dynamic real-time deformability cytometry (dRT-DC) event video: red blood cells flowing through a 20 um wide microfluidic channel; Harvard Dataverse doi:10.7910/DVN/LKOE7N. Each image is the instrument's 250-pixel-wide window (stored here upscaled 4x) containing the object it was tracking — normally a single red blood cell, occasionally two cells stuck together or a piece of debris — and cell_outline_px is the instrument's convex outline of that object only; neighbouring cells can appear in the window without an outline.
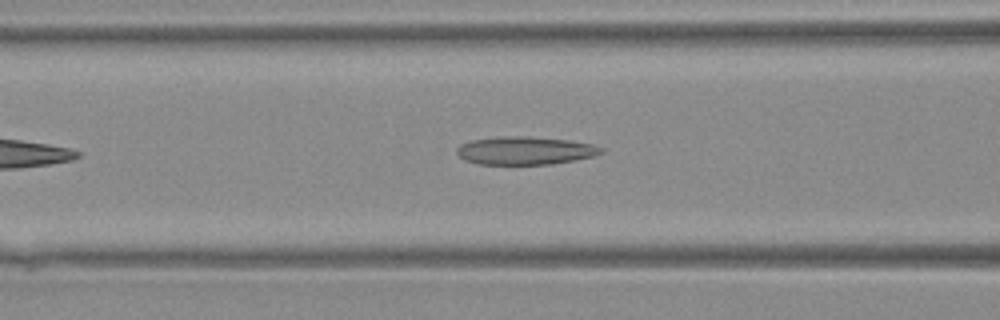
{"species": "Egyptian fruit bat (a non-hibernating species)", "species_latin": "Rousettus aegyptiacus", "temperature_condition": "warm", "stored_images_in_passage": 29, "camera_frame_rate_fps": 3000, "um_per_image_px": 0.085, "animal": {"sex": "female"}, "frame": {"image": 1, "passage_image": 7, "time_ms": 2.0, "image_size_px": [1000, 320], "cell_outline_px": [[604, 152], [592, 156], [552, 164], [480, 164], [464, 160], [456, 152], [456, 148], [460, 144], [472, 140], [500, 136], [524, 136], [568, 140], [592, 144], [604, 148]], "centroid_in_image_um": [44.61, 12.79], "position_along_channel_um": 122.0, "area_um2": 23.47}}
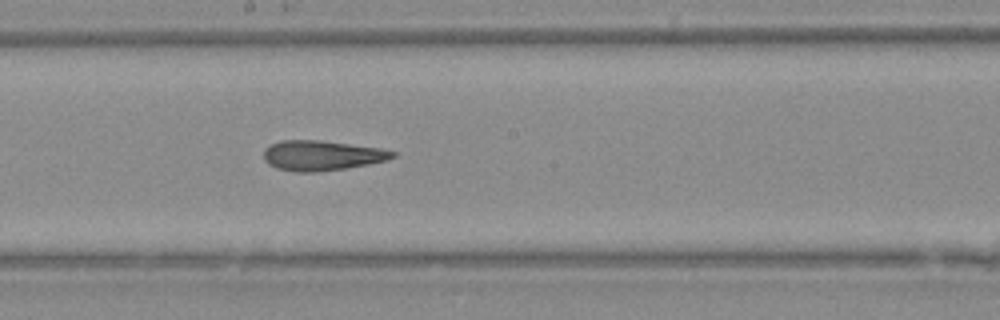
{"frame": {"image": 2, "passage_image": 13, "time_ms": 4.0, "image_size_px": [1000, 320], "cell_outline_px": [[396, 156], [388, 160], [348, 168], [316, 172], [296, 172], [276, 168], [268, 164], [264, 160], [264, 148], [280, 140], [320, 140], [380, 148], [396, 152]], "centroid_in_image_um": [27.34, 13.22], "position_along_channel_um": 220.9, "area_um2": 22.66}}
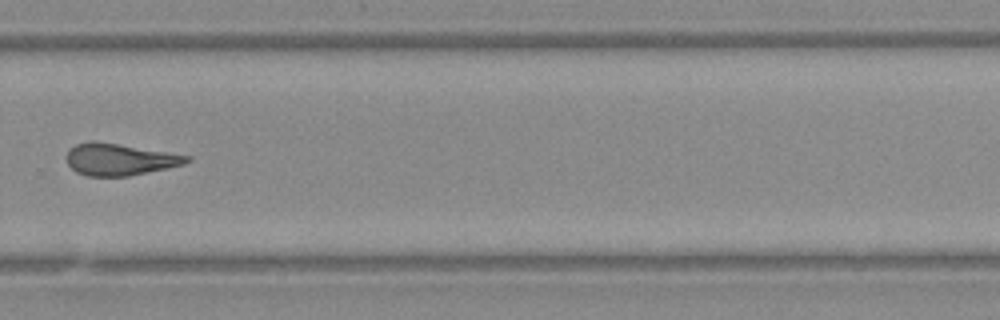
{"frame": {"image": 3, "passage_image": 19, "time_ms": 6.0, "image_size_px": [1000, 320], "cell_outline_px": [[192, 160], [184, 164], [128, 176], [88, 176], [76, 172], [68, 164], [64, 156], [76, 144], [88, 140], [96, 140], [192, 156]], "centroid_in_image_um": [10.14, 13.53], "position_along_channel_um": 319.7, "area_um2": 22.37}}